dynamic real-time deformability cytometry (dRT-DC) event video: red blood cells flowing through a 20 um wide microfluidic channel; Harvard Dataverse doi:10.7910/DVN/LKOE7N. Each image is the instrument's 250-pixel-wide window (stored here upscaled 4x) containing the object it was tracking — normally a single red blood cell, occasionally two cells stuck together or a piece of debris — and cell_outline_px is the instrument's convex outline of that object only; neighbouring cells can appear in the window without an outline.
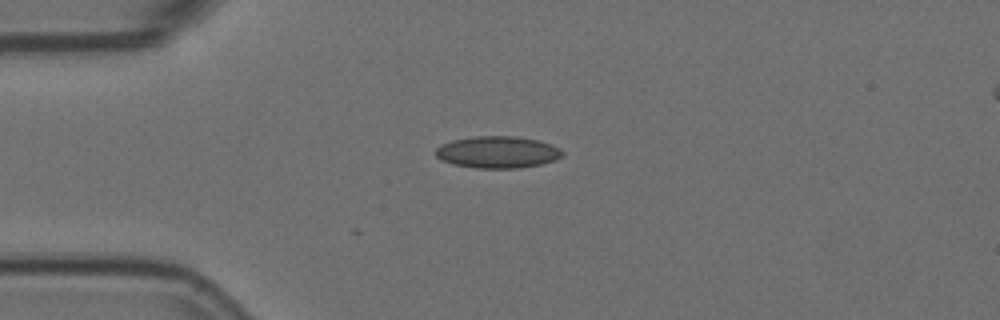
{"species": "Egyptian fruit bat (a non-hibernating species)", "species_latin": "Rousettus aegyptiacus", "temperature_condition": "room temperature", "stored_images_in_passage": 3, "camera_frame_rate_fps": 3000, "um_per_image_px": 0.085, "animal": {"sex": "female"}, "frame": {"image": 1, "passage_image": 3, "time_ms": 0.667, "image_size_px": [1000, 320], "cell_outline_px": [[564, 152], [556, 160], [540, 164], [520, 168], [476, 168], [452, 164], [440, 160], [436, 156], [436, 148], [440, 144], [452, 140], [472, 136], [516, 136], [540, 140], [552, 144], [560, 148]], "centroid_in_image_um": [42.29, 12.92], "position_along_channel_um": 42.7, "area_um2": 23.81}}